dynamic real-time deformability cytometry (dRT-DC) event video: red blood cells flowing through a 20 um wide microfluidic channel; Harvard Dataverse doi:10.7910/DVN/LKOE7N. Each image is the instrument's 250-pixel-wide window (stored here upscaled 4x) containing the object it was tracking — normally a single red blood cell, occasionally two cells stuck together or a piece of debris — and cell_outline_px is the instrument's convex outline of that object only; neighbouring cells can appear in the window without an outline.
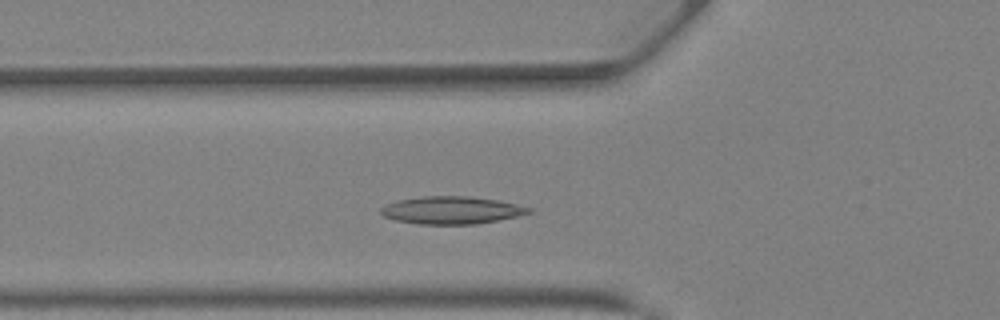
{"species": "Egyptian fruit bat (a non-hibernating species)", "species_latin": "Rousettus aegyptiacus", "temperature_condition": "warm", "stored_images_in_passage": 30, "camera_frame_rate_fps": 3000, "um_per_image_px": 0.085, "animal": {"sex": "female"}, "frame": {"image": 1, "passage_image": 9, "time_ms": 2.667, "image_size_px": [1000, 320], "cell_outline_px": [[532, 212], [516, 216], [476, 224], [416, 224], [396, 220], [384, 216], [380, 212], [380, 208], [384, 204], [396, 200], [424, 196], [468, 196], [496, 200], [516, 204], [532, 208]], "centroid_in_image_um": [38.33, 17.86], "position_along_channel_um": 87.5, "area_um2": 23.7}}
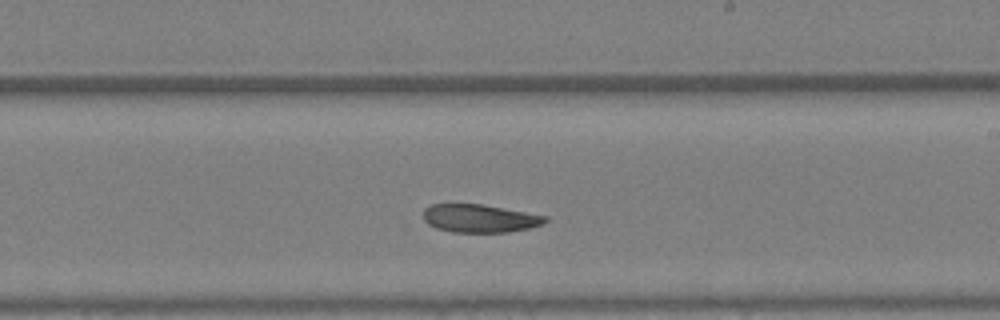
{"frame": {"image": 2, "passage_image": 19, "time_ms": 6.0, "image_size_px": [1000, 320], "cell_outline_px": [[548, 220], [544, 224], [528, 228], [508, 232], [452, 232], [436, 228], [428, 224], [424, 220], [424, 208], [432, 204], [484, 204], [548, 216]], "centroid_in_image_um": [40.79, 18.56], "position_along_channel_um": 248.2, "area_um2": 20.06}}
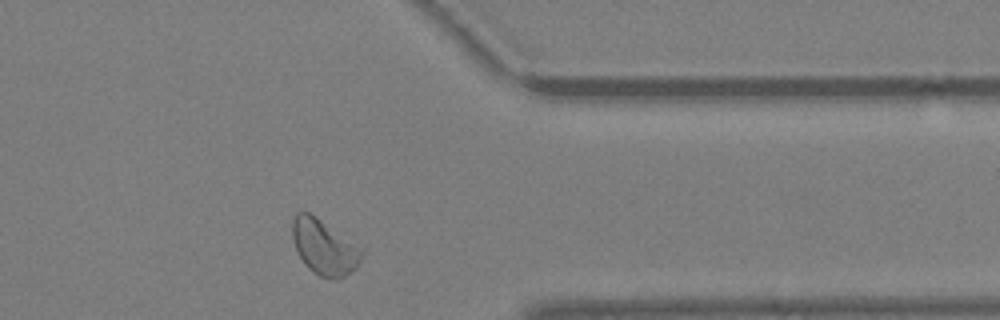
{"frame": {"image": 3, "passage_image": 28, "time_ms": 9.0, "image_size_px": [1000, 320], "cell_outline_px": [[364, 252], [356, 268], [344, 276], [332, 280], [320, 276], [312, 272], [304, 264], [296, 248], [292, 236], [292, 220], [296, 212], [308, 212], [364, 248]], "centroid_in_image_um": [27.57, 21.02], "position_along_channel_um": 383.8, "area_um2": 22.25}, "authors_computed_cell_mechanics": {"area_um2": 21.7328, "velocity_mm_per_s": 4.8313, "shape_relaxation_time_tau1_ms": 10.6699, "shape_relaxation_time_tau2_ms": 1.7709, "deformation_change_tau1": 0.2198, "deformation_change_tau2": 0.065}}